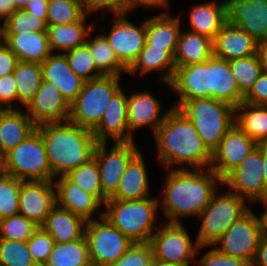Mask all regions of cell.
Segmentation results:
<instances>
[{"mask_svg":"<svg viewBox=\"0 0 267 266\" xmlns=\"http://www.w3.org/2000/svg\"><path fill=\"white\" fill-rule=\"evenodd\" d=\"M18 62L16 54L2 41L0 43V77L12 74Z\"/></svg>","mask_w":267,"mask_h":266,"instance_id":"cell-53","label":"cell"},{"mask_svg":"<svg viewBox=\"0 0 267 266\" xmlns=\"http://www.w3.org/2000/svg\"><path fill=\"white\" fill-rule=\"evenodd\" d=\"M28 1L29 0H14L16 10L17 9H24V7L26 6Z\"/></svg>","mask_w":267,"mask_h":266,"instance_id":"cell-63","label":"cell"},{"mask_svg":"<svg viewBox=\"0 0 267 266\" xmlns=\"http://www.w3.org/2000/svg\"><path fill=\"white\" fill-rule=\"evenodd\" d=\"M257 56L262 67V71L267 73V41L258 42Z\"/></svg>","mask_w":267,"mask_h":266,"instance_id":"cell-58","label":"cell"},{"mask_svg":"<svg viewBox=\"0 0 267 266\" xmlns=\"http://www.w3.org/2000/svg\"><path fill=\"white\" fill-rule=\"evenodd\" d=\"M84 236L92 266L116 263L134 243L104 217L88 220Z\"/></svg>","mask_w":267,"mask_h":266,"instance_id":"cell-11","label":"cell"},{"mask_svg":"<svg viewBox=\"0 0 267 266\" xmlns=\"http://www.w3.org/2000/svg\"><path fill=\"white\" fill-rule=\"evenodd\" d=\"M218 190L210 203L198 215L201 220L196 239L200 246L213 245L239 218L246 214L251 205L237 194L226 189Z\"/></svg>","mask_w":267,"mask_h":266,"instance_id":"cell-6","label":"cell"},{"mask_svg":"<svg viewBox=\"0 0 267 266\" xmlns=\"http://www.w3.org/2000/svg\"><path fill=\"white\" fill-rule=\"evenodd\" d=\"M3 173V160L0 158V175Z\"/></svg>","mask_w":267,"mask_h":266,"instance_id":"cell-65","label":"cell"},{"mask_svg":"<svg viewBox=\"0 0 267 266\" xmlns=\"http://www.w3.org/2000/svg\"><path fill=\"white\" fill-rule=\"evenodd\" d=\"M128 13L113 15L110 29L107 32L105 26L100 31L114 50L119 61L128 69L137 59L144 48L146 39V18L140 22V26L132 23Z\"/></svg>","mask_w":267,"mask_h":266,"instance_id":"cell-14","label":"cell"},{"mask_svg":"<svg viewBox=\"0 0 267 266\" xmlns=\"http://www.w3.org/2000/svg\"><path fill=\"white\" fill-rule=\"evenodd\" d=\"M46 19L39 18L34 14L17 9L3 24V34H17L22 32H47Z\"/></svg>","mask_w":267,"mask_h":266,"instance_id":"cell-44","label":"cell"},{"mask_svg":"<svg viewBox=\"0 0 267 266\" xmlns=\"http://www.w3.org/2000/svg\"><path fill=\"white\" fill-rule=\"evenodd\" d=\"M0 266H37L29 252L27 241L0 238Z\"/></svg>","mask_w":267,"mask_h":266,"instance_id":"cell-45","label":"cell"},{"mask_svg":"<svg viewBox=\"0 0 267 266\" xmlns=\"http://www.w3.org/2000/svg\"><path fill=\"white\" fill-rule=\"evenodd\" d=\"M153 258V251L150 243H133L114 265L150 266Z\"/></svg>","mask_w":267,"mask_h":266,"instance_id":"cell-48","label":"cell"},{"mask_svg":"<svg viewBox=\"0 0 267 266\" xmlns=\"http://www.w3.org/2000/svg\"><path fill=\"white\" fill-rule=\"evenodd\" d=\"M29 252L37 266H45L53 249L54 239L42 227L28 239Z\"/></svg>","mask_w":267,"mask_h":266,"instance_id":"cell-47","label":"cell"},{"mask_svg":"<svg viewBox=\"0 0 267 266\" xmlns=\"http://www.w3.org/2000/svg\"><path fill=\"white\" fill-rule=\"evenodd\" d=\"M24 109L37 126L68 121L70 116V104L62 96L58 87L43 80L34 98Z\"/></svg>","mask_w":267,"mask_h":266,"instance_id":"cell-17","label":"cell"},{"mask_svg":"<svg viewBox=\"0 0 267 266\" xmlns=\"http://www.w3.org/2000/svg\"><path fill=\"white\" fill-rule=\"evenodd\" d=\"M212 44L213 55L228 62L257 54L258 42L229 21L224 24Z\"/></svg>","mask_w":267,"mask_h":266,"instance_id":"cell-23","label":"cell"},{"mask_svg":"<svg viewBox=\"0 0 267 266\" xmlns=\"http://www.w3.org/2000/svg\"><path fill=\"white\" fill-rule=\"evenodd\" d=\"M191 237L183 223H161L149 242L153 257L177 266L196 264L200 245Z\"/></svg>","mask_w":267,"mask_h":266,"instance_id":"cell-9","label":"cell"},{"mask_svg":"<svg viewBox=\"0 0 267 266\" xmlns=\"http://www.w3.org/2000/svg\"><path fill=\"white\" fill-rule=\"evenodd\" d=\"M263 177L266 187V196H267V144H264V165H263Z\"/></svg>","mask_w":267,"mask_h":266,"instance_id":"cell-59","label":"cell"},{"mask_svg":"<svg viewBox=\"0 0 267 266\" xmlns=\"http://www.w3.org/2000/svg\"><path fill=\"white\" fill-rule=\"evenodd\" d=\"M45 266H92L85 236L71 242L54 243Z\"/></svg>","mask_w":267,"mask_h":266,"instance_id":"cell-37","label":"cell"},{"mask_svg":"<svg viewBox=\"0 0 267 266\" xmlns=\"http://www.w3.org/2000/svg\"><path fill=\"white\" fill-rule=\"evenodd\" d=\"M37 125L22 109H5L0 114V158L27 139Z\"/></svg>","mask_w":267,"mask_h":266,"instance_id":"cell-27","label":"cell"},{"mask_svg":"<svg viewBox=\"0 0 267 266\" xmlns=\"http://www.w3.org/2000/svg\"><path fill=\"white\" fill-rule=\"evenodd\" d=\"M48 3L49 0H29L24 10L39 18L47 19Z\"/></svg>","mask_w":267,"mask_h":266,"instance_id":"cell-55","label":"cell"},{"mask_svg":"<svg viewBox=\"0 0 267 266\" xmlns=\"http://www.w3.org/2000/svg\"><path fill=\"white\" fill-rule=\"evenodd\" d=\"M243 102L252 105H267V73L262 72Z\"/></svg>","mask_w":267,"mask_h":266,"instance_id":"cell-52","label":"cell"},{"mask_svg":"<svg viewBox=\"0 0 267 266\" xmlns=\"http://www.w3.org/2000/svg\"><path fill=\"white\" fill-rule=\"evenodd\" d=\"M263 165L264 144H260L223 179L221 188L242 197L251 207L260 204L266 197Z\"/></svg>","mask_w":267,"mask_h":266,"instance_id":"cell-12","label":"cell"},{"mask_svg":"<svg viewBox=\"0 0 267 266\" xmlns=\"http://www.w3.org/2000/svg\"><path fill=\"white\" fill-rule=\"evenodd\" d=\"M228 61L212 55L209 58V98L239 106L244 100Z\"/></svg>","mask_w":267,"mask_h":266,"instance_id":"cell-26","label":"cell"},{"mask_svg":"<svg viewBox=\"0 0 267 266\" xmlns=\"http://www.w3.org/2000/svg\"><path fill=\"white\" fill-rule=\"evenodd\" d=\"M3 42L20 62L42 64L51 54L47 32L3 34Z\"/></svg>","mask_w":267,"mask_h":266,"instance_id":"cell-30","label":"cell"},{"mask_svg":"<svg viewBox=\"0 0 267 266\" xmlns=\"http://www.w3.org/2000/svg\"><path fill=\"white\" fill-rule=\"evenodd\" d=\"M208 248V250L203 254L200 251ZM202 249V250H201ZM195 266H251L246 261L241 259L233 258L232 256H227L212 245L200 246L197 251V257Z\"/></svg>","mask_w":267,"mask_h":266,"instance_id":"cell-49","label":"cell"},{"mask_svg":"<svg viewBox=\"0 0 267 266\" xmlns=\"http://www.w3.org/2000/svg\"><path fill=\"white\" fill-rule=\"evenodd\" d=\"M150 266H177V265L153 258Z\"/></svg>","mask_w":267,"mask_h":266,"instance_id":"cell-61","label":"cell"},{"mask_svg":"<svg viewBox=\"0 0 267 266\" xmlns=\"http://www.w3.org/2000/svg\"><path fill=\"white\" fill-rule=\"evenodd\" d=\"M56 204L54 181H23L19 192V214L41 227Z\"/></svg>","mask_w":267,"mask_h":266,"instance_id":"cell-18","label":"cell"},{"mask_svg":"<svg viewBox=\"0 0 267 266\" xmlns=\"http://www.w3.org/2000/svg\"><path fill=\"white\" fill-rule=\"evenodd\" d=\"M41 65L42 80L55 84L71 104L80 94L84 80L70 68L64 54L52 53Z\"/></svg>","mask_w":267,"mask_h":266,"instance_id":"cell-25","label":"cell"},{"mask_svg":"<svg viewBox=\"0 0 267 266\" xmlns=\"http://www.w3.org/2000/svg\"><path fill=\"white\" fill-rule=\"evenodd\" d=\"M255 213L253 209H250L212 246L227 256L241 259L251 265L260 239L265 232L262 215L260 212Z\"/></svg>","mask_w":267,"mask_h":266,"instance_id":"cell-10","label":"cell"},{"mask_svg":"<svg viewBox=\"0 0 267 266\" xmlns=\"http://www.w3.org/2000/svg\"><path fill=\"white\" fill-rule=\"evenodd\" d=\"M86 222L82 216L56 203L41 227L51 235L54 243H66L84 236Z\"/></svg>","mask_w":267,"mask_h":266,"instance_id":"cell-31","label":"cell"},{"mask_svg":"<svg viewBox=\"0 0 267 266\" xmlns=\"http://www.w3.org/2000/svg\"><path fill=\"white\" fill-rule=\"evenodd\" d=\"M262 205V206H261ZM260 206L264 209H262V218H263V224L265 226V231H267V196L264 198V200L260 203Z\"/></svg>","mask_w":267,"mask_h":266,"instance_id":"cell-60","label":"cell"},{"mask_svg":"<svg viewBox=\"0 0 267 266\" xmlns=\"http://www.w3.org/2000/svg\"><path fill=\"white\" fill-rule=\"evenodd\" d=\"M251 266H267V231L262 235Z\"/></svg>","mask_w":267,"mask_h":266,"instance_id":"cell-56","label":"cell"},{"mask_svg":"<svg viewBox=\"0 0 267 266\" xmlns=\"http://www.w3.org/2000/svg\"><path fill=\"white\" fill-rule=\"evenodd\" d=\"M170 90L178 96L172 104L175 108L185 100L209 98V59L203 63L176 67Z\"/></svg>","mask_w":267,"mask_h":266,"instance_id":"cell-20","label":"cell"},{"mask_svg":"<svg viewBox=\"0 0 267 266\" xmlns=\"http://www.w3.org/2000/svg\"><path fill=\"white\" fill-rule=\"evenodd\" d=\"M135 142H113L110 148L108 142H98L95 147L93 157L98 164L101 189L108 198L117 191L127 165L140 151Z\"/></svg>","mask_w":267,"mask_h":266,"instance_id":"cell-13","label":"cell"},{"mask_svg":"<svg viewBox=\"0 0 267 266\" xmlns=\"http://www.w3.org/2000/svg\"><path fill=\"white\" fill-rule=\"evenodd\" d=\"M71 70L84 81L104 76L96 67L92 54L86 45L76 47L64 53Z\"/></svg>","mask_w":267,"mask_h":266,"instance_id":"cell-42","label":"cell"},{"mask_svg":"<svg viewBox=\"0 0 267 266\" xmlns=\"http://www.w3.org/2000/svg\"><path fill=\"white\" fill-rule=\"evenodd\" d=\"M178 109L193 123L203 144L211 153L235 124L236 108L213 98L185 100Z\"/></svg>","mask_w":267,"mask_h":266,"instance_id":"cell-5","label":"cell"},{"mask_svg":"<svg viewBox=\"0 0 267 266\" xmlns=\"http://www.w3.org/2000/svg\"><path fill=\"white\" fill-rule=\"evenodd\" d=\"M170 14H155L146 18L145 45L165 48L173 56L182 31V18Z\"/></svg>","mask_w":267,"mask_h":266,"instance_id":"cell-32","label":"cell"},{"mask_svg":"<svg viewBox=\"0 0 267 266\" xmlns=\"http://www.w3.org/2000/svg\"><path fill=\"white\" fill-rule=\"evenodd\" d=\"M159 199L149 196L137 200L108 199L103 217L134 243H149L158 229Z\"/></svg>","mask_w":267,"mask_h":266,"instance_id":"cell-4","label":"cell"},{"mask_svg":"<svg viewBox=\"0 0 267 266\" xmlns=\"http://www.w3.org/2000/svg\"><path fill=\"white\" fill-rule=\"evenodd\" d=\"M38 226L21 214L0 219V238L13 241H28Z\"/></svg>","mask_w":267,"mask_h":266,"instance_id":"cell-46","label":"cell"},{"mask_svg":"<svg viewBox=\"0 0 267 266\" xmlns=\"http://www.w3.org/2000/svg\"><path fill=\"white\" fill-rule=\"evenodd\" d=\"M16 11L14 0H0V21L2 25Z\"/></svg>","mask_w":267,"mask_h":266,"instance_id":"cell-57","label":"cell"},{"mask_svg":"<svg viewBox=\"0 0 267 266\" xmlns=\"http://www.w3.org/2000/svg\"><path fill=\"white\" fill-rule=\"evenodd\" d=\"M235 123L258 145L267 144V105L242 102L236 107Z\"/></svg>","mask_w":267,"mask_h":266,"instance_id":"cell-36","label":"cell"},{"mask_svg":"<svg viewBox=\"0 0 267 266\" xmlns=\"http://www.w3.org/2000/svg\"><path fill=\"white\" fill-rule=\"evenodd\" d=\"M176 70L174 56L165 48L153 47L152 45H144L137 59L127 69V74L131 76L138 75L144 77L151 72L158 71V79L161 84L168 86L173 79ZM160 72V73H159Z\"/></svg>","mask_w":267,"mask_h":266,"instance_id":"cell-24","label":"cell"},{"mask_svg":"<svg viewBox=\"0 0 267 266\" xmlns=\"http://www.w3.org/2000/svg\"><path fill=\"white\" fill-rule=\"evenodd\" d=\"M258 146L236 123L212 152L210 169L222 180Z\"/></svg>","mask_w":267,"mask_h":266,"instance_id":"cell-16","label":"cell"},{"mask_svg":"<svg viewBox=\"0 0 267 266\" xmlns=\"http://www.w3.org/2000/svg\"><path fill=\"white\" fill-rule=\"evenodd\" d=\"M228 21L257 42L267 41V0H226Z\"/></svg>","mask_w":267,"mask_h":266,"instance_id":"cell-19","label":"cell"},{"mask_svg":"<svg viewBox=\"0 0 267 266\" xmlns=\"http://www.w3.org/2000/svg\"><path fill=\"white\" fill-rule=\"evenodd\" d=\"M23 180L0 175V219L19 214V192Z\"/></svg>","mask_w":267,"mask_h":266,"instance_id":"cell-43","label":"cell"},{"mask_svg":"<svg viewBox=\"0 0 267 266\" xmlns=\"http://www.w3.org/2000/svg\"><path fill=\"white\" fill-rule=\"evenodd\" d=\"M157 160L164 169L209 168L212 153L203 144L193 123L178 108L172 107L153 135Z\"/></svg>","mask_w":267,"mask_h":266,"instance_id":"cell-2","label":"cell"},{"mask_svg":"<svg viewBox=\"0 0 267 266\" xmlns=\"http://www.w3.org/2000/svg\"><path fill=\"white\" fill-rule=\"evenodd\" d=\"M163 104L158 98L147 90H137L128 93L127 99V118L129 128V142L135 141L137 130L149 127L153 133H156L158 127L164 122L167 113L173 107L170 106L166 111L163 110ZM163 111V113H162Z\"/></svg>","mask_w":267,"mask_h":266,"instance_id":"cell-15","label":"cell"},{"mask_svg":"<svg viewBox=\"0 0 267 266\" xmlns=\"http://www.w3.org/2000/svg\"><path fill=\"white\" fill-rule=\"evenodd\" d=\"M86 15H94L98 11H102L103 19L106 16V12L109 15L126 13L125 8L117 0H81Z\"/></svg>","mask_w":267,"mask_h":266,"instance_id":"cell-50","label":"cell"},{"mask_svg":"<svg viewBox=\"0 0 267 266\" xmlns=\"http://www.w3.org/2000/svg\"><path fill=\"white\" fill-rule=\"evenodd\" d=\"M95 30H97L96 25L89 32L85 45L89 48L97 69L104 76L123 77V73L127 74V68L119 61L102 33L92 35Z\"/></svg>","mask_w":267,"mask_h":266,"instance_id":"cell-35","label":"cell"},{"mask_svg":"<svg viewBox=\"0 0 267 266\" xmlns=\"http://www.w3.org/2000/svg\"><path fill=\"white\" fill-rule=\"evenodd\" d=\"M66 177L85 192L94 195L103 205L109 199L101 189L98 164L94 157L70 171Z\"/></svg>","mask_w":267,"mask_h":266,"instance_id":"cell-39","label":"cell"},{"mask_svg":"<svg viewBox=\"0 0 267 266\" xmlns=\"http://www.w3.org/2000/svg\"><path fill=\"white\" fill-rule=\"evenodd\" d=\"M121 77L102 76L84 81L78 97L70 104L69 121L93 130L112 97L122 88Z\"/></svg>","mask_w":267,"mask_h":266,"instance_id":"cell-7","label":"cell"},{"mask_svg":"<svg viewBox=\"0 0 267 266\" xmlns=\"http://www.w3.org/2000/svg\"><path fill=\"white\" fill-rule=\"evenodd\" d=\"M141 150L131 159L117 191L109 199L137 200L151 196V181Z\"/></svg>","mask_w":267,"mask_h":266,"instance_id":"cell-29","label":"cell"},{"mask_svg":"<svg viewBox=\"0 0 267 266\" xmlns=\"http://www.w3.org/2000/svg\"><path fill=\"white\" fill-rule=\"evenodd\" d=\"M54 184L56 203L59 206L82 216L86 221L103 217L104 205L94 195L85 192L66 176L55 178ZM99 209L100 212H98Z\"/></svg>","mask_w":267,"mask_h":266,"instance_id":"cell-22","label":"cell"},{"mask_svg":"<svg viewBox=\"0 0 267 266\" xmlns=\"http://www.w3.org/2000/svg\"><path fill=\"white\" fill-rule=\"evenodd\" d=\"M212 43L208 36L182 29L174 53L176 67L207 61L213 55Z\"/></svg>","mask_w":267,"mask_h":266,"instance_id":"cell-34","label":"cell"},{"mask_svg":"<svg viewBox=\"0 0 267 266\" xmlns=\"http://www.w3.org/2000/svg\"><path fill=\"white\" fill-rule=\"evenodd\" d=\"M17 103V85L13 73L0 77V104L5 109H16Z\"/></svg>","mask_w":267,"mask_h":266,"instance_id":"cell-51","label":"cell"},{"mask_svg":"<svg viewBox=\"0 0 267 266\" xmlns=\"http://www.w3.org/2000/svg\"><path fill=\"white\" fill-rule=\"evenodd\" d=\"M165 172L164 188L158 195L165 222L182 223L184 218H197L223 186V180L210 168Z\"/></svg>","mask_w":267,"mask_h":266,"instance_id":"cell-1","label":"cell"},{"mask_svg":"<svg viewBox=\"0 0 267 266\" xmlns=\"http://www.w3.org/2000/svg\"><path fill=\"white\" fill-rule=\"evenodd\" d=\"M3 172L23 181H53L45 145L36 130L3 158Z\"/></svg>","mask_w":267,"mask_h":266,"instance_id":"cell-8","label":"cell"},{"mask_svg":"<svg viewBox=\"0 0 267 266\" xmlns=\"http://www.w3.org/2000/svg\"><path fill=\"white\" fill-rule=\"evenodd\" d=\"M88 18L91 17L85 15L78 22L48 26V41L52 53L64 54L85 45L89 32L96 24L95 22L88 24Z\"/></svg>","mask_w":267,"mask_h":266,"instance_id":"cell-33","label":"cell"},{"mask_svg":"<svg viewBox=\"0 0 267 266\" xmlns=\"http://www.w3.org/2000/svg\"><path fill=\"white\" fill-rule=\"evenodd\" d=\"M5 110V108L0 104V114Z\"/></svg>","mask_w":267,"mask_h":266,"instance_id":"cell-66","label":"cell"},{"mask_svg":"<svg viewBox=\"0 0 267 266\" xmlns=\"http://www.w3.org/2000/svg\"><path fill=\"white\" fill-rule=\"evenodd\" d=\"M43 139L48 163L57 177L88 162L94 156L97 140L92 130L68 121L45 123L36 129Z\"/></svg>","mask_w":267,"mask_h":266,"instance_id":"cell-3","label":"cell"},{"mask_svg":"<svg viewBox=\"0 0 267 266\" xmlns=\"http://www.w3.org/2000/svg\"><path fill=\"white\" fill-rule=\"evenodd\" d=\"M127 99L122 87L109 101L101 121L92 130L97 142H129Z\"/></svg>","mask_w":267,"mask_h":266,"instance_id":"cell-21","label":"cell"},{"mask_svg":"<svg viewBox=\"0 0 267 266\" xmlns=\"http://www.w3.org/2000/svg\"><path fill=\"white\" fill-rule=\"evenodd\" d=\"M86 15L81 0H49L47 25L71 24Z\"/></svg>","mask_w":267,"mask_h":266,"instance_id":"cell-40","label":"cell"},{"mask_svg":"<svg viewBox=\"0 0 267 266\" xmlns=\"http://www.w3.org/2000/svg\"><path fill=\"white\" fill-rule=\"evenodd\" d=\"M18 94L16 109L25 108L34 98L42 82V69L39 63L18 62L13 72ZM22 105V106H19Z\"/></svg>","mask_w":267,"mask_h":266,"instance_id":"cell-38","label":"cell"},{"mask_svg":"<svg viewBox=\"0 0 267 266\" xmlns=\"http://www.w3.org/2000/svg\"><path fill=\"white\" fill-rule=\"evenodd\" d=\"M240 91L246 95L263 72L257 54L229 61Z\"/></svg>","mask_w":267,"mask_h":266,"instance_id":"cell-41","label":"cell"},{"mask_svg":"<svg viewBox=\"0 0 267 266\" xmlns=\"http://www.w3.org/2000/svg\"><path fill=\"white\" fill-rule=\"evenodd\" d=\"M170 1L171 0H131V12L137 8L143 7L146 9H153L156 8V10L161 9L158 14H170L169 8H170Z\"/></svg>","mask_w":267,"mask_h":266,"instance_id":"cell-54","label":"cell"},{"mask_svg":"<svg viewBox=\"0 0 267 266\" xmlns=\"http://www.w3.org/2000/svg\"><path fill=\"white\" fill-rule=\"evenodd\" d=\"M189 31L214 39L228 21L227 1H204L194 4L188 14Z\"/></svg>","mask_w":267,"mask_h":266,"instance_id":"cell-28","label":"cell"},{"mask_svg":"<svg viewBox=\"0 0 267 266\" xmlns=\"http://www.w3.org/2000/svg\"><path fill=\"white\" fill-rule=\"evenodd\" d=\"M3 41V25L0 23V43Z\"/></svg>","mask_w":267,"mask_h":266,"instance_id":"cell-64","label":"cell"},{"mask_svg":"<svg viewBox=\"0 0 267 266\" xmlns=\"http://www.w3.org/2000/svg\"><path fill=\"white\" fill-rule=\"evenodd\" d=\"M126 10V13L131 12V0H117Z\"/></svg>","mask_w":267,"mask_h":266,"instance_id":"cell-62","label":"cell"}]
</instances>
